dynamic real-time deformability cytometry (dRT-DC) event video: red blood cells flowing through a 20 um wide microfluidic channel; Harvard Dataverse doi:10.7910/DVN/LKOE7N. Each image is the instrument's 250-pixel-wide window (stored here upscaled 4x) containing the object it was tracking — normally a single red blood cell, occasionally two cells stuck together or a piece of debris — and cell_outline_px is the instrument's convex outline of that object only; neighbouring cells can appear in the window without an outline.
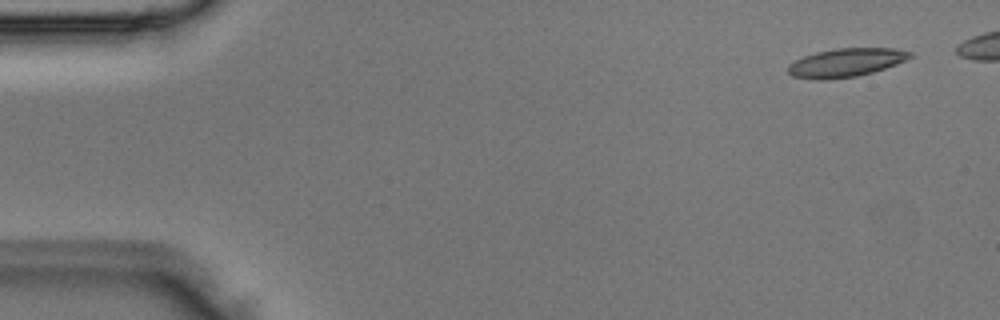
{"species": "Egyptian fruit bat (a non-hibernating species)", "species_latin": "Rousettus aegyptiacus", "temperature_condition": "room temperature", "stored_images_in_passage": 2, "camera_frame_rate_fps": 3000, "um_per_image_px": 0.085, "animal": {"sex": "male"}, "frame": {"image": 1, "passage_image": 2, "time_ms": 0.333, "image_size_px": [1000, 320], "cell_outline_px": [[916, 56], [896, 64], [872, 72], [856, 76], [824, 80], [816, 80], [792, 76], [788, 72], [788, 64], [804, 56], [816, 52], [836, 48], [892, 48], [912, 52]], "centroid_in_image_um": [71.91, 5.32], "position_along_channel_um": 13.1, "area_um2": 20.29}}